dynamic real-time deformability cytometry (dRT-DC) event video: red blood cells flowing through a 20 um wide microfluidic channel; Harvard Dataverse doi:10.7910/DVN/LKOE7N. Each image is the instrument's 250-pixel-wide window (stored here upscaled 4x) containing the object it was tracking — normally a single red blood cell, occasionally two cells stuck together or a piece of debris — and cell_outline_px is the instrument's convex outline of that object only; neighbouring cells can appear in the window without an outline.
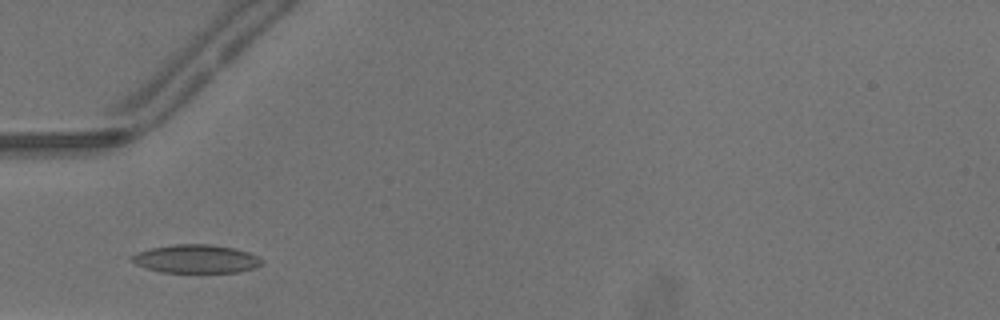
{"species": "common noctule bat (a hibernating species)", "species_latin": "Nyctalus noctula", "temperature_condition": "warm", "stored_images_in_passage": 29, "camera_frame_rate_fps": 3000, "um_per_image_px": 0.085, "animal": {"sex": "male", "body_mass_g": 13.3}, "frame": {"image": 1, "passage_image": 7, "time_ms": 2.0, "image_size_px": [1000, 320], "cell_outline_px": [[264, 264], [256, 268], [240, 272], [160, 272], [144, 268], [136, 264], [132, 260], [132, 256], [148, 248], [172, 244], [212, 244], [236, 248], [260, 256], [264, 260]], "centroid_in_image_um": [16.74, 22.0], "position_along_channel_um": 68.3, "area_um2": 21.85}}
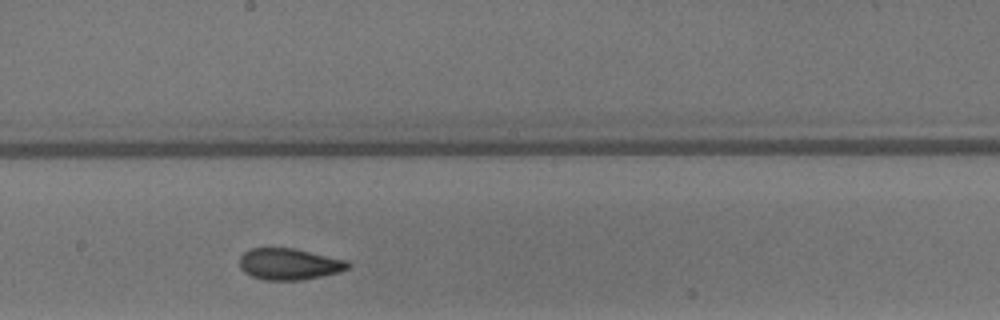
{"frame": {"image": 2, "passage_image": 18, "time_ms": 5.667, "image_size_px": [1000, 320], "cell_outline_px": [[352, 264], [348, 268], [340, 272], [304, 280], [264, 280], [252, 276], [244, 272], [240, 268], [240, 256], [244, 252], [252, 248], [296, 248], [348, 260]], "centroid_in_image_um": [24.62, 22.44], "position_along_channel_um": 223.6, "area_um2": 20.11}}
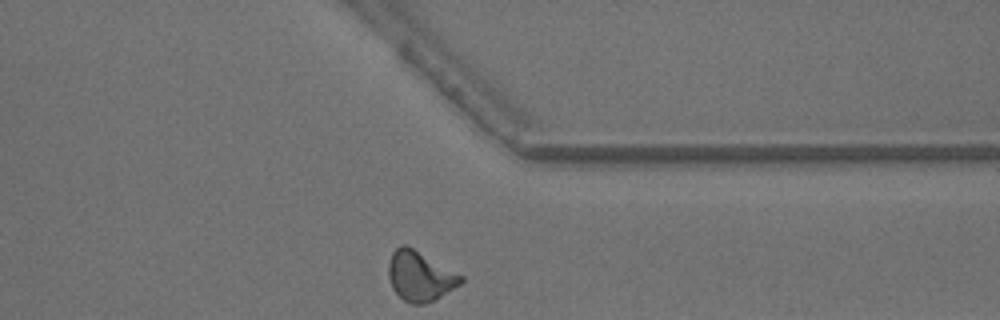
{"frame": {"image": 3, "passage_image": 29, "time_ms": 9.333, "image_size_px": [1000, 320], "cell_outline_px": [[464, 280], [460, 284], [440, 296], [424, 304], [412, 304], [404, 300], [392, 288], [388, 276], [388, 264], [392, 252], [400, 244], [408, 244], [464, 276]], "centroid_in_image_um": [35.68, 23.43], "position_along_channel_um": 375.7, "area_um2": 21.1}, "authors_computed_cell_mechanics": {"area_um2": 20.519, "velocity_mm_per_s": 4.2267, "shape_relaxation_time_tau1_ms": 5.8067, "shape_relaxation_time_tau2_ms": 2.8305, "deformation_change_tau1": 0.1572, "deformation_change_tau2": 0.0864}}